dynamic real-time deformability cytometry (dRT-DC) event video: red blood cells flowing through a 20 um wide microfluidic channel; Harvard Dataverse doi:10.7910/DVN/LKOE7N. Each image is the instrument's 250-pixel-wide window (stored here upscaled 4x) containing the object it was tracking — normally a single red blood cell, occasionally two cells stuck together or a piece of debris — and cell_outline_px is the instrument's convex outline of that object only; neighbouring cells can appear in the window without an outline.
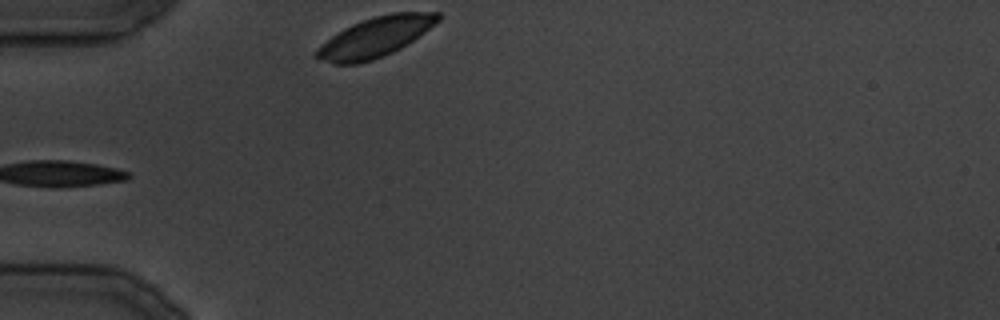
{"species": "common noctule bat (a hibernating species)", "species_latin": "Nyctalus noctula", "temperature_condition": "cold", "stored_images_in_passage": 16, "camera_frame_rate_fps": 3000, "um_per_image_px": 0.085, "animal": {"sex": "male", "body_mass_g": 19.5, "forearm_length_mm": 54.6}, "frame": {"image": 1, "passage_image": 1, "time_ms": 0.0, "image_size_px": [1000, 320], "cell_outline_px": [[440, 20], [424, 32], [400, 48], [384, 56], [372, 60], [356, 64], [332, 64], [316, 60], [312, 56], [332, 36], [344, 28], [352, 24], [376, 16], [392, 12], [440, 12]], "centroid_in_image_um": [31.88, 3.17], "position_along_channel_um": 53.1, "area_um2": 27.92}}
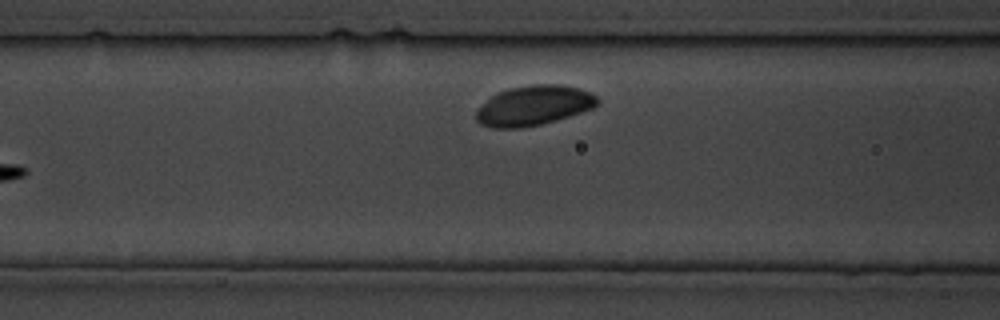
{"frame": {"image": 2, "passage_image": 6, "time_ms": 5.667, "image_size_px": [1000, 320], "cell_outline_px": [[600, 104], [592, 108], [556, 120], [540, 124], [520, 128], [492, 128], [480, 124], [476, 120], [476, 112], [496, 92], [508, 88], [532, 84], [560, 84], [580, 88], [592, 92], [600, 100]], "centroid_in_image_um": [45.4, 8.96], "position_along_channel_um": 121.2, "area_um2": 28.21}}
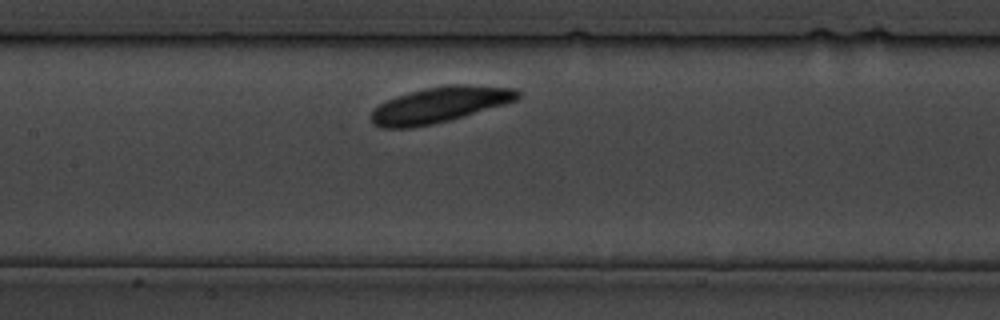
{"frame": {"image": 3, "passage_image": 8, "time_ms": 9.0, "image_size_px": [1000, 320], "cell_outline_px": [[520, 96], [516, 100], [504, 104], [448, 120], [432, 124], [412, 128], [380, 128], [372, 124], [368, 116], [380, 104], [388, 100], [424, 88], [444, 84], [468, 84], [516, 88], [520, 92]], "centroid_in_image_um": [37.36, 8.9], "position_along_channel_um": 170.0, "area_um2": 30.35}}